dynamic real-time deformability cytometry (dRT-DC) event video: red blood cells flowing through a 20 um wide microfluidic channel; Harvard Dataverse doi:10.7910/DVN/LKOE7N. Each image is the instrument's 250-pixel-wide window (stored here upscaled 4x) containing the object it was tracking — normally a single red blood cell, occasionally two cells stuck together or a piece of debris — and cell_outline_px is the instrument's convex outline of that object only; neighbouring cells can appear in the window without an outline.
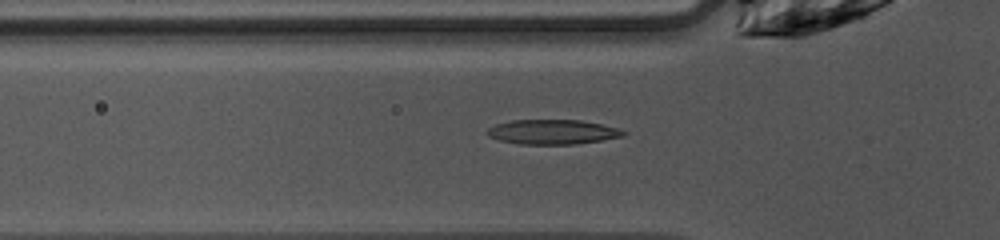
{"species": "common noctule bat (a hibernating species)", "species_latin": "Nyctalus noctula", "temperature_condition": "warm", "stored_images_in_passage": 48, "camera_frame_rate_fps": 3000, "um_per_image_px": 0.085, "animal": {"sex": "female", "body_mass_g": 10.0, "forearm_length_mm": 53.1}, "frame": {"image": 1, "passage_image": 14, "time_ms": 4.333, "image_size_px": [1000, 240], "cell_outline_px": [[628, 132], [624, 136], [576, 144], [520, 144], [500, 140], [488, 136], [484, 132], [488, 128], [496, 124], [512, 120], [580, 120], [620, 128]], "centroid_in_image_um": [46.96, 11.21], "position_along_channel_um": 78.8, "area_um2": 19.59}}
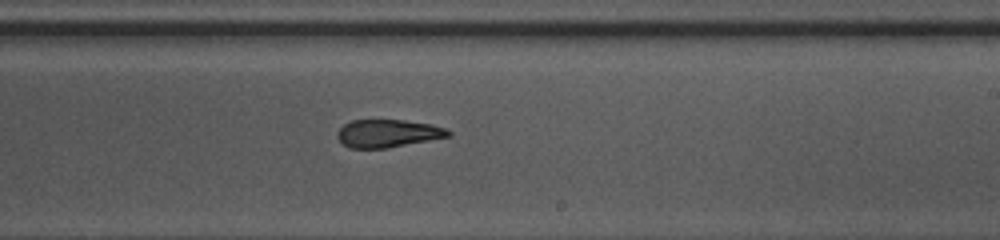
{"frame": {"image": 2, "passage_image": 27, "time_ms": 8.667, "image_size_px": [1000, 240], "cell_outline_px": [[452, 136], [388, 148], [348, 148], [336, 136], [336, 132], [344, 124], [352, 120], [404, 120], [432, 124], [444, 128], [452, 132]], "centroid_in_image_um": [32.98, 11.34], "position_along_channel_um": 256.0, "area_um2": 18.09}}
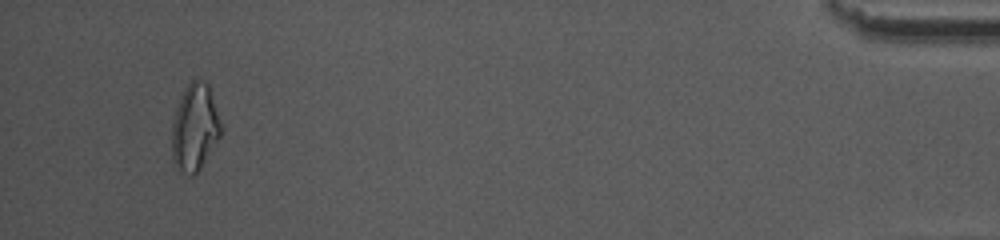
{"frame": {"image": 3, "passage_image": 45, "time_ms": 14.667, "image_size_px": [1000, 240], "cell_outline_px": [[220, 136], [200, 168], [192, 176], [180, 176], [172, 164], [172, 124], [176, 108], [188, 84], [192, 80], [200, 80], [208, 84], [220, 120]], "centroid_in_image_um": [16.51, 10.93], "position_along_channel_um": 418.7, "area_um2": 24.74}, "authors_computed_cell_mechanics": {"area_um2": 19.6809, "velocity_mm_per_s": 4.0683, "shape_relaxation_time_tau1_ms": null, "shape_relaxation_time_tau2_ms": 3.6031, "deformation_change_tau1": null, "deformation_change_tau2": 0.1286}}